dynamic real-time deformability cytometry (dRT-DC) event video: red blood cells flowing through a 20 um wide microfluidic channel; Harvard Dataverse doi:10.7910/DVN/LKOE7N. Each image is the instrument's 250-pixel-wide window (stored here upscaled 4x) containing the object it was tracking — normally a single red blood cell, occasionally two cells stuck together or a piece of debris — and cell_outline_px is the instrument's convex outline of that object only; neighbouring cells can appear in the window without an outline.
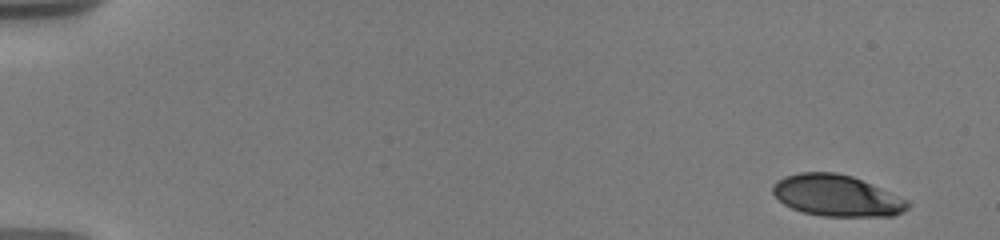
{"species": "human", "species_latin": "Homo sapiens", "temperature_condition": "warm", "stored_images_in_passage": 14, "camera_frame_rate_fps": 3000, "um_per_image_px": 0.085, "donor": {"sex": "male"}, "frame": {"image": 1, "passage_image": 1, "time_ms": 0.0, "image_size_px": [1000, 240], "cell_outline_px": [[912, 204], [904, 212], [892, 216], [824, 216], [804, 212], [792, 208], [784, 204], [772, 192], [772, 184], [776, 180], [784, 176], [800, 172], [836, 172], [852, 176], [872, 184], [908, 200]], "centroid_in_image_um": [71.13, 16.62], "position_along_channel_um": 13.9, "area_um2": 32.6}}
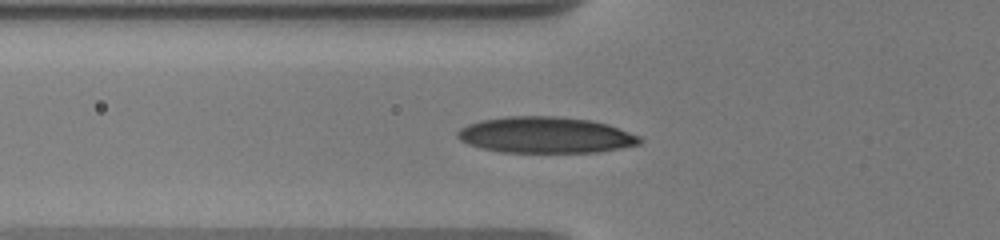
{"frame": {"image": 2, "passage_image": 10, "time_ms": 6.0, "image_size_px": [1000, 240], "cell_outline_px": [[644, 140], [640, 144], [596, 152], [500, 152], [468, 144], [460, 140], [456, 136], [456, 132], [460, 128], [468, 124], [480, 120], [508, 116], [556, 116], [588, 120], [608, 124], [640, 136]], "centroid_in_image_um": [46.35, 11.47], "position_along_channel_um": 79.4, "area_um2": 38.32}}
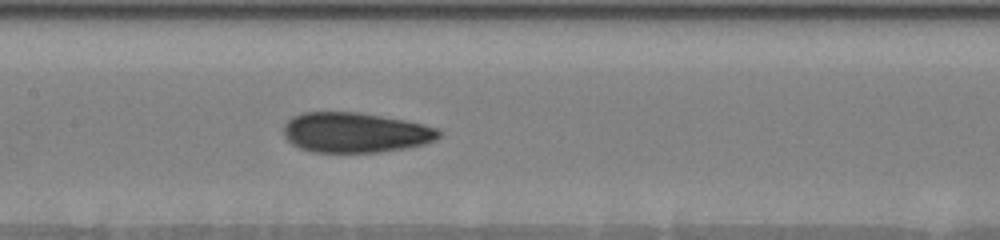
{"frame": {"image": 3, "passage_image": 14, "time_ms": 8.667, "image_size_px": [1000, 240], "cell_outline_px": [[444, 132], [436, 140], [424, 144], [404, 148], [380, 152], [312, 152], [300, 148], [292, 144], [284, 136], [284, 124], [292, 116], [304, 112], [360, 112], [404, 120], [424, 124], [440, 128]], "centroid_in_image_um": [30.23, 11.26], "position_along_channel_um": 177.2, "area_um2": 36.53}}